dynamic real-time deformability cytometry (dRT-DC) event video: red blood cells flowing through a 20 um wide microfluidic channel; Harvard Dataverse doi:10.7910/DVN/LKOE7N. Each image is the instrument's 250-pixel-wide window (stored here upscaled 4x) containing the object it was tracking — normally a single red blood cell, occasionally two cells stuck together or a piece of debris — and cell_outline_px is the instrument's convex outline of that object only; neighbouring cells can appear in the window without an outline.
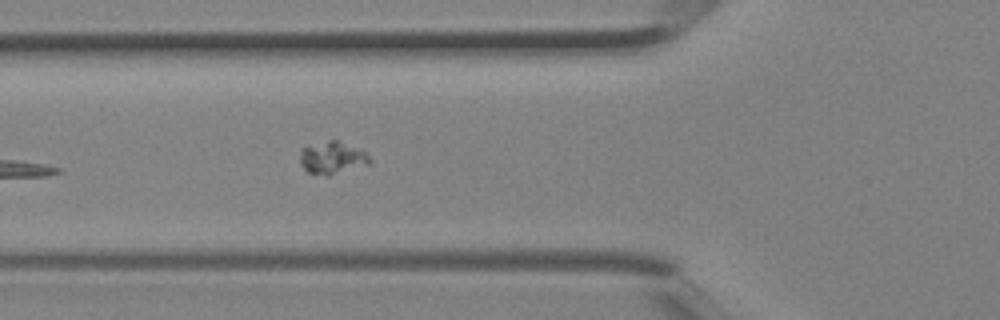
{"species": "Egyptian fruit bat (a non-hibernating species)", "species_latin": "Rousettus aegyptiacus", "temperature_condition": "room temperature", "stored_images_in_passage": 5, "segment_of_instrument_passage": [2, 2], "camera_frame_rate_fps": 3000, "um_per_image_px": 0.085, "animal": {"sex": "female"}, "frame": {"image": 1, "passage_image": 5, "time_ms": 1.333, "image_size_px": [1000, 320], "cell_outline_px": [[372, 164], [328, 176], [308, 172], [300, 164], [300, 148], [328, 140], [336, 140], [360, 148], [372, 160]], "centroid_in_image_um": [28.26, 13.42], "position_along_channel_um": 97.5, "area_um2": 13.35}}